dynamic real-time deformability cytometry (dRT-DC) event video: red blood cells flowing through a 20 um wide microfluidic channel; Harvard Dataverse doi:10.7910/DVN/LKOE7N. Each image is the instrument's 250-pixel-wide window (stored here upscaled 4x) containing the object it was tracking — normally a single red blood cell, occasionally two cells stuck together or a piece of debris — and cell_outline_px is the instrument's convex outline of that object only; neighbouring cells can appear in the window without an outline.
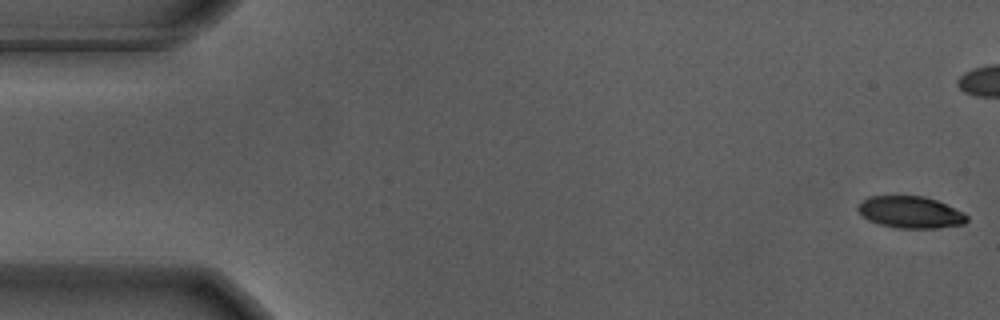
{"species": "Egyptian fruit bat (a non-hibernating species)", "species_latin": "Rousettus aegyptiacus", "temperature_condition": "warm", "stored_images_in_passage": 57, "camera_frame_rate_fps": 3000, "um_per_image_px": 0.085, "animal": {"sex": "male"}, "frame": {"image": 1, "passage_image": 1, "time_ms": 0.0, "image_size_px": [1000, 320], "cell_outline_px": [[968, 220], [964, 224], [936, 228], [896, 228], [880, 224], [868, 220], [860, 216], [856, 208], [856, 204], [868, 196], [924, 196], [936, 200], [964, 212], [968, 216]], "centroid_in_image_um": [77.34, 18.04], "position_along_channel_um": 7.7, "area_um2": 20.46}}
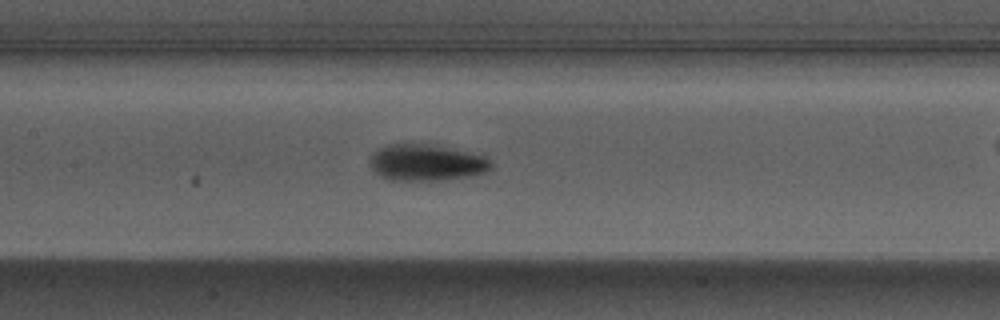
{"frame": {"image": 2, "passage_image": 26, "time_ms": 8.333, "image_size_px": [1000, 320], "cell_outline_px": [[492, 168], [484, 172], [472, 176], [444, 180], [388, 180], [380, 176], [372, 168], [372, 156], [380, 148], [388, 144], [428, 144], [484, 156], [492, 164]], "centroid_in_image_um": [36.25, 13.84], "position_along_channel_um": 171.1, "area_um2": 25.2}}
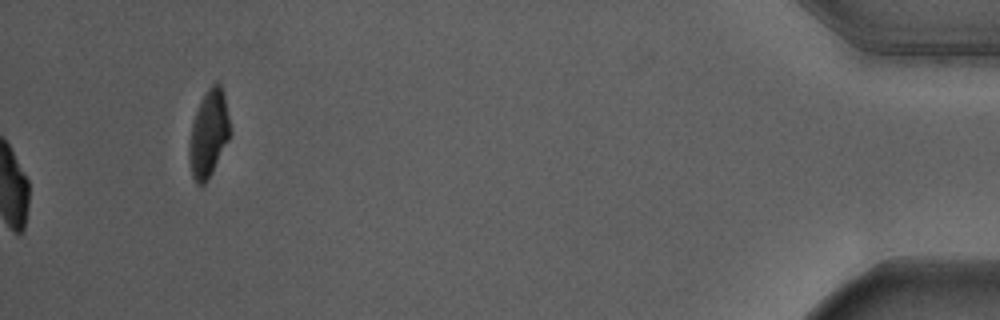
{"frame": {"image": 3, "passage_image": 57, "time_ms": 18.667, "image_size_px": [1000, 320], "cell_outline_px": [[232, 132], [208, 180], [204, 184], [196, 184], [192, 176], [188, 156], [188, 144], [192, 124], [200, 100], [204, 92], [216, 80], [220, 84], [224, 92]], "centroid_in_image_um": [17.74, 11.33], "position_along_channel_um": 417.5, "area_um2": 20.98}, "authors_computed_cell_mechanics": {"area_um2": 23.5824, "velocity_mm_per_s": 3.6559, "shape_relaxation_time_tau1_ms": 2.6091, "shape_relaxation_time_tau2_ms": 2.0882, "deformation_change_tau1": 0.1874, "deformation_change_tau2": 0.0554}}